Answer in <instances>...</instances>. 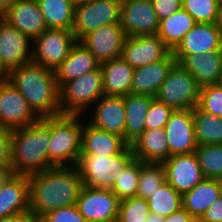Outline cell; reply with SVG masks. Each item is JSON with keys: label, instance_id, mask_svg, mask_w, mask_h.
Segmentation results:
<instances>
[{"label": "cell", "instance_id": "obj_1", "mask_svg": "<svg viewBox=\"0 0 222 222\" xmlns=\"http://www.w3.org/2000/svg\"><path fill=\"white\" fill-rule=\"evenodd\" d=\"M29 210L39 219L58 208L76 205L84 186L76 166H55L28 175Z\"/></svg>", "mask_w": 222, "mask_h": 222}, {"label": "cell", "instance_id": "obj_2", "mask_svg": "<svg viewBox=\"0 0 222 222\" xmlns=\"http://www.w3.org/2000/svg\"><path fill=\"white\" fill-rule=\"evenodd\" d=\"M39 117L61 114L55 71L32 62L9 71L6 78Z\"/></svg>", "mask_w": 222, "mask_h": 222}, {"label": "cell", "instance_id": "obj_3", "mask_svg": "<svg viewBox=\"0 0 222 222\" xmlns=\"http://www.w3.org/2000/svg\"><path fill=\"white\" fill-rule=\"evenodd\" d=\"M49 141L50 117L12 130L11 167L14 173L30 175L55 167L48 159Z\"/></svg>", "mask_w": 222, "mask_h": 222}, {"label": "cell", "instance_id": "obj_4", "mask_svg": "<svg viewBox=\"0 0 222 222\" xmlns=\"http://www.w3.org/2000/svg\"><path fill=\"white\" fill-rule=\"evenodd\" d=\"M83 115L50 116L48 159L54 166H76L82 142Z\"/></svg>", "mask_w": 222, "mask_h": 222}, {"label": "cell", "instance_id": "obj_5", "mask_svg": "<svg viewBox=\"0 0 222 222\" xmlns=\"http://www.w3.org/2000/svg\"><path fill=\"white\" fill-rule=\"evenodd\" d=\"M133 159L132 148L128 145L116 155H80L76 167L84 186L111 190L115 184V175Z\"/></svg>", "mask_w": 222, "mask_h": 222}, {"label": "cell", "instance_id": "obj_6", "mask_svg": "<svg viewBox=\"0 0 222 222\" xmlns=\"http://www.w3.org/2000/svg\"><path fill=\"white\" fill-rule=\"evenodd\" d=\"M104 95L101 69L88 72L59 88L61 114L84 115Z\"/></svg>", "mask_w": 222, "mask_h": 222}, {"label": "cell", "instance_id": "obj_7", "mask_svg": "<svg viewBox=\"0 0 222 222\" xmlns=\"http://www.w3.org/2000/svg\"><path fill=\"white\" fill-rule=\"evenodd\" d=\"M201 86L194 76L179 63L170 69L155 98L175 110L194 109L198 106Z\"/></svg>", "mask_w": 222, "mask_h": 222}, {"label": "cell", "instance_id": "obj_8", "mask_svg": "<svg viewBox=\"0 0 222 222\" xmlns=\"http://www.w3.org/2000/svg\"><path fill=\"white\" fill-rule=\"evenodd\" d=\"M121 0L77 1L72 32L77 41L99 27L120 23Z\"/></svg>", "mask_w": 222, "mask_h": 222}, {"label": "cell", "instance_id": "obj_9", "mask_svg": "<svg viewBox=\"0 0 222 222\" xmlns=\"http://www.w3.org/2000/svg\"><path fill=\"white\" fill-rule=\"evenodd\" d=\"M76 42L72 30L48 28L32 40L31 62L55 70Z\"/></svg>", "mask_w": 222, "mask_h": 222}, {"label": "cell", "instance_id": "obj_10", "mask_svg": "<svg viewBox=\"0 0 222 222\" xmlns=\"http://www.w3.org/2000/svg\"><path fill=\"white\" fill-rule=\"evenodd\" d=\"M120 201L110 189L83 186L76 206L86 222H117Z\"/></svg>", "mask_w": 222, "mask_h": 222}, {"label": "cell", "instance_id": "obj_11", "mask_svg": "<svg viewBox=\"0 0 222 222\" xmlns=\"http://www.w3.org/2000/svg\"><path fill=\"white\" fill-rule=\"evenodd\" d=\"M159 22L151 0L121 1L120 25L127 37L156 35Z\"/></svg>", "mask_w": 222, "mask_h": 222}, {"label": "cell", "instance_id": "obj_12", "mask_svg": "<svg viewBox=\"0 0 222 222\" xmlns=\"http://www.w3.org/2000/svg\"><path fill=\"white\" fill-rule=\"evenodd\" d=\"M38 119L22 94L7 79H0V124L14 130Z\"/></svg>", "mask_w": 222, "mask_h": 222}, {"label": "cell", "instance_id": "obj_13", "mask_svg": "<svg viewBox=\"0 0 222 222\" xmlns=\"http://www.w3.org/2000/svg\"><path fill=\"white\" fill-rule=\"evenodd\" d=\"M126 34L120 23L99 27L84 35L81 42L102 64L121 56Z\"/></svg>", "mask_w": 222, "mask_h": 222}, {"label": "cell", "instance_id": "obj_14", "mask_svg": "<svg viewBox=\"0 0 222 222\" xmlns=\"http://www.w3.org/2000/svg\"><path fill=\"white\" fill-rule=\"evenodd\" d=\"M162 165L166 182L181 195L192 190L205 178L194 152L172 155Z\"/></svg>", "mask_w": 222, "mask_h": 222}, {"label": "cell", "instance_id": "obj_15", "mask_svg": "<svg viewBox=\"0 0 222 222\" xmlns=\"http://www.w3.org/2000/svg\"><path fill=\"white\" fill-rule=\"evenodd\" d=\"M91 108L92 110H88L87 113L89 116L84 114L89 124L97 129L117 134L125 140L126 112L123 97L103 95Z\"/></svg>", "mask_w": 222, "mask_h": 222}, {"label": "cell", "instance_id": "obj_16", "mask_svg": "<svg viewBox=\"0 0 222 222\" xmlns=\"http://www.w3.org/2000/svg\"><path fill=\"white\" fill-rule=\"evenodd\" d=\"M172 51L156 35L126 37L121 58L134 69L158 62Z\"/></svg>", "mask_w": 222, "mask_h": 222}, {"label": "cell", "instance_id": "obj_17", "mask_svg": "<svg viewBox=\"0 0 222 222\" xmlns=\"http://www.w3.org/2000/svg\"><path fill=\"white\" fill-rule=\"evenodd\" d=\"M0 55L10 71L31 63L32 40L0 17Z\"/></svg>", "mask_w": 222, "mask_h": 222}, {"label": "cell", "instance_id": "obj_18", "mask_svg": "<svg viewBox=\"0 0 222 222\" xmlns=\"http://www.w3.org/2000/svg\"><path fill=\"white\" fill-rule=\"evenodd\" d=\"M164 129L168 140L169 157L176 154L193 153L196 150L198 143L191 109L175 110Z\"/></svg>", "mask_w": 222, "mask_h": 222}, {"label": "cell", "instance_id": "obj_19", "mask_svg": "<svg viewBox=\"0 0 222 222\" xmlns=\"http://www.w3.org/2000/svg\"><path fill=\"white\" fill-rule=\"evenodd\" d=\"M1 17L31 40L48 29L37 0H15Z\"/></svg>", "mask_w": 222, "mask_h": 222}, {"label": "cell", "instance_id": "obj_20", "mask_svg": "<svg viewBox=\"0 0 222 222\" xmlns=\"http://www.w3.org/2000/svg\"><path fill=\"white\" fill-rule=\"evenodd\" d=\"M217 50H222V34L216 23H196L172 52L187 56Z\"/></svg>", "mask_w": 222, "mask_h": 222}, {"label": "cell", "instance_id": "obj_21", "mask_svg": "<svg viewBox=\"0 0 222 222\" xmlns=\"http://www.w3.org/2000/svg\"><path fill=\"white\" fill-rule=\"evenodd\" d=\"M174 58L187 72L194 76L201 87L221 83L222 50L174 56Z\"/></svg>", "mask_w": 222, "mask_h": 222}, {"label": "cell", "instance_id": "obj_22", "mask_svg": "<svg viewBox=\"0 0 222 222\" xmlns=\"http://www.w3.org/2000/svg\"><path fill=\"white\" fill-rule=\"evenodd\" d=\"M176 63L173 52L166 58L134 69L131 94L147 95L155 98L170 69Z\"/></svg>", "mask_w": 222, "mask_h": 222}, {"label": "cell", "instance_id": "obj_23", "mask_svg": "<svg viewBox=\"0 0 222 222\" xmlns=\"http://www.w3.org/2000/svg\"><path fill=\"white\" fill-rule=\"evenodd\" d=\"M128 145L123 137L95 128L84 117L80 155H116Z\"/></svg>", "mask_w": 222, "mask_h": 222}, {"label": "cell", "instance_id": "obj_24", "mask_svg": "<svg viewBox=\"0 0 222 222\" xmlns=\"http://www.w3.org/2000/svg\"><path fill=\"white\" fill-rule=\"evenodd\" d=\"M100 68L96 57L79 41L69 51L68 56L54 70L58 88L88 72Z\"/></svg>", "mask_w": 222, "mask_h": 222}, {"label": "cell", "instance_id": "obj_25", "mask_svg": "<svg viewBox=\"0 0 222 222\" xmlns=\"http://www.w3.org/2000/svg\"><path fill=\"white\" fill-rule=\"evenodd\" d=\"M104 96L124 97L131 93L134 68L121 57L100 64Z\"/></svg>", "mask_w": 222, "mask_h": 222}, {"label": "cell", "instance_id": "obj_26", "mask_svg": "<svg viewBox=\"0 0 222 222\" xmlns=\"http://www.w3.org/2000/svg\"><path fill=\"white\" fill-rule=\"evenodd\" d=\"M134 159L143 163H163L169 158L165 129L145 130L130 144Z\"/></svg>", "mask_w": 222, "mask_h": 222}, {"label": "cell", "instance_id": "obj_27", "mask_svg": "<svg viewBox=\"0 0 222 222\" xmlns=\"http://www.w3.org/2000/svg\"><path fill=\"white\" fill-rule=\"evenodd\" d=\"M221 195L222 180L204 178L192 190L182 195V207L198 221Z\"/></svg>", "mask_w": 222, "mask_h": 222}, {"label": "cell", "instance_id": "obj_28", "mask_svg": "<svg viewBox=\"0 0 222 222\" xmlns=\"http://www.w3.org/2000/svg\"><path fill=\"white\" fill-rule=\"evenodd\" d=\"M29 211L28 175L15 174L0 189V219Z\"/></svg>", "mask_w": 222, "mask_h": 222}, {"label": "cell", "instance_id": "obj_29", "mask_svg": "<svg viewBox=\"0 0 222 222\" xmlns=\"http://www.w3.org/2000/svg\"><path fill=\"white\" fill-rule=\"evenodd\" d=\"M123 99L126 112L125 141L130 145L145 131L146 115L153 97L130 93Z\"/></svg>", "mask_w": 222, "mask_h": 222}, {"label": "cell", "instance_id": "obj_30", "mask_svg": "<svg viewBox=\"0 0 222 222\" xmlns=\"http://www.w3.org/2000/svg\"><path fill=\"white\" fill-rule=\"evenodd\" d=\"M195 24L193 17L182 8L159 22L157 35L173 51Z\"/></svg>", "mask_w": 222, "mask_h": 222}, {"label": "cell", "instance_id": "obj_31", "mask_svg": "<svg viewBox=\"0 0 222 222\" xmlns=\"http://www.w3.org/2000/svg\"><path fill=\"white\" fill-rule=\"evenodd\" d=\"M76 0H37L49 29L72 30Z\"/></svg>", "mask_w": 222, "mask_h": 222}, {"label": "cell", "instance_id": "obj_32", "mask_svg": "<svg viewBox=\"0 0 222 222\" xmlns=\"http://www.w3.org/2000/svg\"><path fill=\"white\" fill-rule=\"evenodd\" d=\"M192 113L198 145L222 144V118L204 112L198 106L192 109Z\"/></svg>", "mask_w": 222, "mask_h": 222}, {"label": "cell", "instance_id": "obj_33", "mask_svg": "<svg viewBox=\"0 0 222 222\" xmlns=\"http://www.w3.org/2000/svg\"><path fill=\"white\" fill-rule=\"evenodd\" d=\"M146 200L149 211L162 217H167L182 207V195L167 182Z\"/></svg>", "mask_w": 222, "mask_h": 222}, {"label": "cell", "instance_id": "obj_34", "mask_svg": "<svg viewBox=\"0 0 222 222\" xmlns=\"http://www.w3.org/2000/svg\"><path fill=\"white\" fill-rule=\"evenodd\" d=\"M194 154L205 178L222 180V144L198 145Z\"/></svg>", "mask_w": 222, "mask_h": 222}, {"label": "cell", "instance_id": "obj_35", "mask_svg": "<svg viewBox=\"0 0 222 222\" xmlns=\"http://www.w3.org/2000/svg\"><path fill=\"white\" fill-rule=\"evenodd\" d=\"M140 175V160L133 159L123 170L115 175V184L111 191L120 199L137 195Z\"/></svg>", "mask_w": 222, "mask_h": 222}, {"label": "cell", "instance_id": "obj_36", "mask_svg": "<svg viewBox=\"0 0 222 222\" xmlns=\"http://www.w3.org/2000/svg\"><path fill=\"white\" fill-rule=\"evenodd\" d=\"M165 182V171L162 163H143L140 161L137 197L148 199Z\"/></svg>", "mask_w": 222, "mask_h": 222}, {"label": "cell", "instance_id": "obj_37", "mask_svg": "<svg viewBox=\"0 0 222 222\" xmlns=\"http://www.w3.org/2000/svg\"><path fill=\"white\" fill-rule=\"evenodd\" d=\"M219 0H182V8L196 23H216Z\"/></svg>", "mask_w": 222, "mask_h": 222}, {"label": "cell", "instance_id": "obj_38", "mask_svg": "<svg viewBox=\"0 0 222 222\" xmlns=\"http://www.w3.org/2000/svg\"><path fill=\"white\" fill-rule=\"evenodd\" d=\"M149 213L147 200L134 196L120 201L117 222H144Z\"/></svg>", "mask_w": 222, "mask_h": 222}, {"label": "cell", "instance_id": "obj_39", "mask_svg": "<svg viewBox=\"0 0 222 222\" xmlns=\"http://www.w3.org/2000/svg\"><path fill=\"white\" fill-rule=\"evenodd\" d=\"M198 107L204 112L222 118V84L201 87Z\"/></svg>", "mask_w": 222, "mask_h": 222}, {"label": "cell", "instance_id": "obj_40", "mask_svg": "<svg viewBox=\"0 0 222 222\" xmlns=\"http://www.w3.org/2000/svg\"><path fill=\"white\" fill-rule=\"evenodd\" d=\"M174 110L153 98L146 115L145 130L164 128Z\"/></svg>", "mask_w": 222, "mask_h": 222}, {"label": "cell", "instance_id": "obj_41", "mask_svg": "<svg viewBox=\"0 0 222 222\" xmlns=\"http://www.w3.org/2000/svg\"><path fill=\"white\" fill-rule=\"evenodd\" d=\"M40 222H86L76 205L58 208L40 218Z\"/></svg>", "mask_w": 222, "mask_h": 222}, {"label": "cell", "instance_id": "obj_42", "mask_svg": "<svg viewBox=\"0 0 222 222\" xmlns=\"http://www.w3.org/2000/svg\"><path fill=\"white\" fill-rule=\"evenodd\" d=\"M12 130L0 124V167H11Z\"/></svg>", "mask_w": 222, "mask_h": 222}, {"label": "cell", "instance_id": "obj_43", "mask_svg": "<svg viewBox=\"0 0 222 222\" xmlns=\"http://www.w3.org/2000/svg\"><path fill=\"white\" fill-rule=\"evenodd\" d=\"M158 20L161 21L182 9V0H151Z\"/></svg>", "mask_w": 222, "mask_h": 222}, {"label": "cell", "instance_id": "obj_44", "mask_svg": "<svg viewBox=\"0 0 222 222\" xmlns=\"http://www.w3.org/2000/svg\"><path fill=\"white\" fill-rule=\"evenodd\" d=\"M197 222H222V195L206 210Z\"/></svg>", "mask_w": 222, "mask_h": 222}, {"label": "cell", "instance_id": "obj_45", "mask_svg": "<svg viewBox=\"0 0 222 222\" xmlns=\"http://www.w3.org/2000/svg\"><path fill=\"white\" fill-rule=\"evenodd\" d=\"M0 222H40L32 212L26 211L0 219Z\"/></svg>", "mask_w": 222, "mask_h": 222}, {"label": "cell", "instance_id": "obj_46", "mask_svg": "<svg viewBox=\"0 0 222 222\" xmlns=\"http://www.w3.org/2000/svg\"><path fill=\"white\" fill-rule=\"evenodd\" d=\"M164 222H197L183 207L164 217Z\"/></svg>", "mask_w": 222, "mask_h": 222}, {"label": "cell", "instance_id": "obj_47", "mask_svg": "<svg viewBox=\"0 0 222 222\" xmlns=\"http://www.w3.org/2000/svg\"><path fill=\"white\" fill-rule=\"evenodd\" d=\"M15 175L12 167H0V189Z\"/></svg>", "mask_w": 222, "mask_h": 222}, {"label": "cell", "instance_id": "obj_48", "mask_svg": "<svg viewBox=\"0 0 222 222\" xmlns=\"http://www.w3.org/2000/svg\"><path fill=\"white\" fill-rule=\"evenodd\" d=\"M15 0H0V17L9 9Z\"/></svg>", "mask_w": 222, "mask_h": 222}, {"label": "cell", "instance_id": "obj_49", "mask_svg": "<svg viewBox=\"0 0 222 222\" xmlns=\"http://www.w3.org/2000/svg\"><path fill=\"white\" fill-rule=\"evenodd\" d=\"M144 222H164V217L150 212Z\"/></svg>", "mask_w": 222, "mask_h": 222}, {"label": "cell", "instance_id": "obj_50", "mask_svg": "<svg viewBox=\"0 0 222 222\" xmlns=\"http://www.w3.org/2000/svg\"><path fill=\"white\" fill-rule=\"evenodd\" d=\"M216 25L219 27L222 34V0H219V4H218V17H217Z\"/></svg>", "mask_w": 222, "mask_h": 222}, {"label": "cell", "instance_id": "obj_51", "mask_svg": "<svg viewBox=\"0 0 222 222\" xmlns=\"http://www.w3.org/2000/svg\"><path fill=\"white\" fill-rule=\"evenodd\" d=\"M9 74V70L4 66L0 55V79H6Z\"/></svg>", "mask_w": 222, "mask_h": 222}]
</instances>
